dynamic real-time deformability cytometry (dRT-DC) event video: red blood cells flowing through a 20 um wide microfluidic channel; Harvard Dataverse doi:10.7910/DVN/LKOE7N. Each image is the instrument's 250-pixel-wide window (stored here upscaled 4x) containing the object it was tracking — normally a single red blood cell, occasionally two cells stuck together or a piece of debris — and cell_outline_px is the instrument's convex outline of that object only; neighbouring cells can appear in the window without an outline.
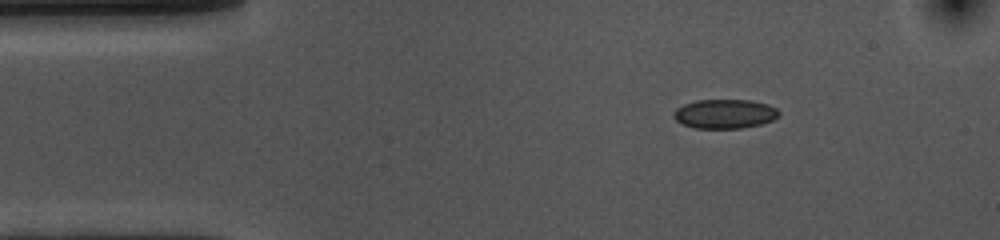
{"species": "common noctule bat (a hibernating species)", "species_latin": "Nyctalus noctula", "temperature_condition": "cold", "stored_images_in_passage": 48, "camera_frame_rate_fps": 3000, "um_per_image_px": 0.085, "animal": {"sex": "female", "body_mass_g": 10.0, "forearm_length_mm": 53.1}, "frame": {"image": 1, "passage_image": 1, "time_ms": 0.0, "image_size_px": [1000, 240], "cell_outline_px": [[780, 112], [772, 120], [760, 124], [740, 128], [696, 128], [684, 124], [676, 120], [672, 116], [672, 112], [676, 108], [684, 104], [696, 100], [752, 100], [768, 104], [776, 108]], "centroid_in_image_um": [61.58, 9.66], "position_along_channel_um": 23.4, "area_um2": 17.86}}
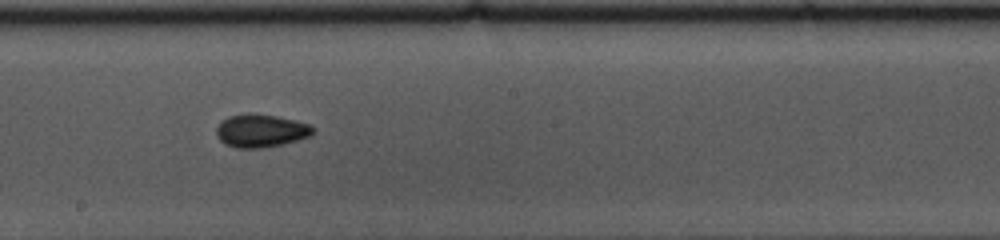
{"frame": {"image": 2, "passage_image": 22, "time_ms": 7.0, "image_size_px": [1000, 240], "cell_outline_px": [[316, 132], [312, 136], [280, 144], [260, 148], [236, 148], [224, 144], [216, 136], [216, 128], [220, 120], [228, 116], [248, 112], [276, 116], [296, 120], [308, 124], [316, 128]], "centroid_in_image_um": [22.16, 11.1], "position_along_channel_um": 226.0, "area_um2": 18.9}}
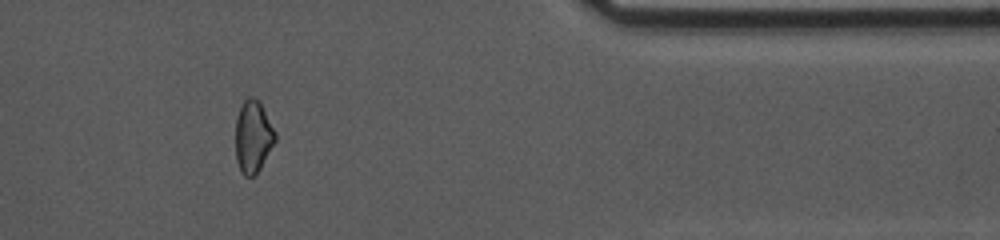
{"frame": {"image": 3, "passage_image": 38, "time_ms": 12.333, "image_size_px": [1000, 240], "cell_outline_px": [[276, 140], [260, 168], [252, 176], [244, 176], [240, 172], [236, 160], [236, 120], [240, 108], [244, 100], [248, 96], [252, 96], [260, 100], [276, 132]], "centroid_in_image_um": [21.51, 11.58], "position_along_channel_um": 389.9, "area_um2": 16.76}, "authors_computed_cell_mechanics": {"area_um2": 17.7446, "velocity_mm_per_s": 3.6207, "shape_relaxation_time_tau1_ms": 5.9142, "shape_relaxation_time_tau2_ms": 4.96, "deformation_change_tau1": 0.0828, "deformation_change_tau2": 0.0923}}